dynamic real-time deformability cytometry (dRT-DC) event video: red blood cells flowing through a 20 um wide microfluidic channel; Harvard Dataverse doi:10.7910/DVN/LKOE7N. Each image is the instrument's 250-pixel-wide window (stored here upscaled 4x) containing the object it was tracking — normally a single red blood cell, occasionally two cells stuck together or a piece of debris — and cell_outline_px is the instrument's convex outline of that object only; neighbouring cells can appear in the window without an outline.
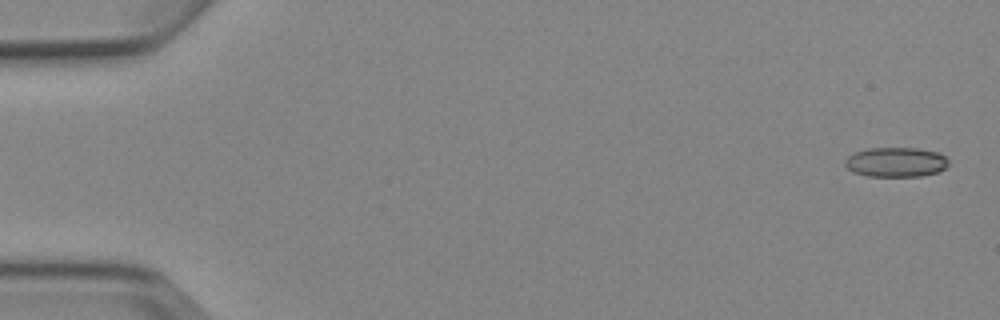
{"species": "Egyptian fruit bat (a non-hibernating species)", "species_latin": "Rousettus aegyptiacus", "temperature_condition": "cold", "stored_images_in_passage": 5, "camera_frame_rate_fps": 3000, "um_per_image_px": 0.085, "animal": {"sex": "female"}, "frame": {"image": 1, "passage_image": 1, "time_ms": 0.0, "image_size_px": [1000, 320], "cell_outline_px": [[948, 164], [940, 172], [920, 176], [868, 176], [852, 172], [844, 164], [844, 160], [848, 156], [856, 152], [868, 148], [916, 148], [940, 152], [948, 156]], "centroid_in_image_um": [76.18, 13.78], "position_along_channel_um": 8.8, "area_um2": 18.09}}
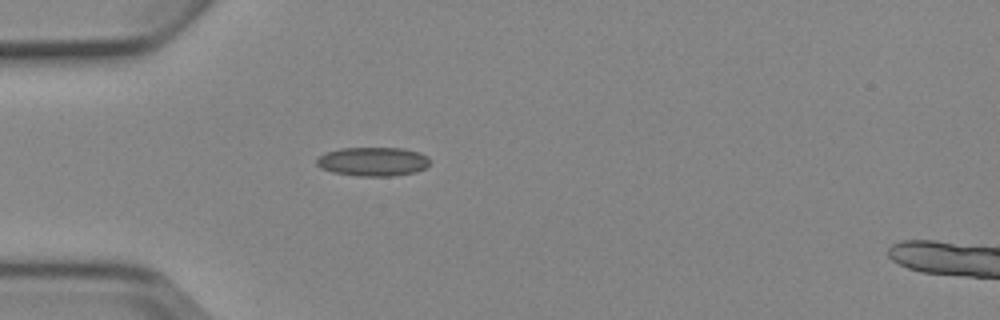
{"frame": {"image": 2, "passage_image": 5, "time_ms": 4.667, "image_size_px": [1000, 320], "cell_outline_px": [[428, 164], [424, 168], [416, 172], [392, 176], [356, 176], [332, 172], [320, 168], [316, 164], [316, 160], [324, 152], [340, 148], [404, 148], [420, 152], [428, 156]], "centroid_in_image_um": [31.67, 13.73], "position_along_channel_um": 53.3, "area_um2": 19.25}}